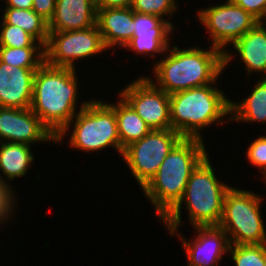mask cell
<instances>
[{
  "instance_id": "4",
  "label": "cell",
  "mask_w": 266,
  "mask_h": 266,
  "mask_svg": "<svg viewBox=\"0 0 266 266\" xmlns=\"http://www.w3.org/2000/svg\"><path fill=\"white\" fill-rule=\"evenodd\" d=\"M208 155L204 140L182 138L142 189L161 221L181 200L190 175Z\"/></svg>"
},
{
  "instance_id": "5",
  "label": "cell",
  "mask_w": 266,
  "mask_h": 266,
  "mask_svg": "<svg viewBox=\"0 0 266 266\" xmlns=\"http://www.w3.org/2000/svg\"><path fill=\"white\" fill-rule=\"evenodd\" d=\"M219 79L212 84L169 94L172 130L183 138L204 140V128L214 123L220 127L230 121L231 99L215 87Z\"/></svg>"
},
{
  "instance_id": "12",
  "label": "cell",
  "mask_w": 266,
  "mask_h": 266,
  "mask_svg": "<svg viewBox=\"0 0 266 266\" xmlns=\"http://www.w3.org/2000/svg\"><path fill=\"white\" fill-rule=\"evenodd\" d=\"M194 228L196 236L190 240L181 235L180 229L166 231L170 237L178 236L185 250L187 266H219L223 255H228L230 243L227 234L219 226Z\"/></svg>"
},
{
  "instance_id": "10",
  "label": "cell",
  "mask_w": 266,
  "mask_h": 266,
  "mask_svg": "<svg viewBox=\"0 0 266 266\" xmlns=\"http://www.w3.org/2000/svg\"><path fill=\"white\" fill-rule=\"evenodd\" d=\"M97 25L74 31L49 32L44 46L45 63L76 69V61L107 51Z\"/></svg>"
},
{
  "instance_id": "28",
  "label": "cell",
  "mask_w": 266,
  "mask_h": 266,
  "mask_svg": "<svg viewBox=\"0 0 266 266\" xmlns=\"http://www.w3.org/2000/svg\"><path fill=\"white\" fill-rule=\"evenodd\" d=\"M246 157L250 166L257 167L262 174L261 178H266V135H260L255 140L250 142L247 147Z\"/></svg>"
},
{
  "instance_id": "23",
  "label": "cell",
  "mask_w": 266,
  "mask_h": 266,
  "mask_svg": "<svg viewBox=\"0 0 266 266\" xmlns=\"http://www.w3.org/2000/svg\"><path fill=\"white\" fill-rule=\"evenodd\" d=\"M0 62L21 68H39L45 62L44 47L0 46Z\"/></svg>"
},
{
  "instance_id": "11",
  "label": "cell",
  "mask_w": 266,
  "mask_h": 266,
  "mask_svg": "<svg viewBox=\"0 0 266 266\" xmlns=\"http://www.w3.org/2000/svg\"><path fill=\"white\" fill-rule=\"evenodd\" d=\"M118 94L151 130L172 129L169 94L156 87L145 75L129 82Z\"/></svg>"
},
{
  "instance_id": "3",
  "label": "cell",
  "mask_w": 266,
  "mask_h": 266,
  "mask_svg": "<svg viewBox=\"0 0 266 266\" xmlns=\"http://www.w3.org/2000/svg\"><path fill=\"white\" fill-rule=\"evenodd\" d=\"M213 167L207 155L194 169L181 200L160 221L167 230L180 228L182 208L187 211L190 226L193 228L219 226L223 215L224 198L232 185L221 181Z\"/></svg>"
},
{
  "instance_id": "25",
  "label": "cell",
  "mask_w": 266,
  "mask_h": 266,
  "mask_svg": "<svg viewBox=\"0 0 266 266\" xmlns=\"http://www.w3.org/2000/svg\"><path fill=\"white\" fill-rule=\"evenodd\" d=\"M0 21V46L12 48L44 47L22 28L6 24L2 19Z\"/></svg>"
},
{
  "instance_id": "26",
  "label": "cell",
  "mask_w": 266,
  "mask_h": 266,
  "mask_svg": "<svg viewBox=\"0 0 266 266\" xmlns=\"http://www.w3.org/2000/svg\"><path fill=\"white\" fill-rule=\"evenodd\" d=\"M179 0H133L131 9L140 14L154 15L164 20L170 19L178 9Z\"/></svg>"
},
{
  "instance_id": "8",
  "label": "cell",
  "mask_w": 266,
  "mask_h": 266,
  "mask_svg": "<svg viewBox=\"0 0 266 266\" xmlns=\"http://www.w3.org/2000/svg\"><path fill=\"white\" fill-rule=\"evenodd\" d=\"M183 137L172 129L151 130L124 148L122 158L143 189L155 176L162 161Z\"/></svg>"
},
{
  "instance_id": "21",
  "label": "cell",
  "mask_w": 266,
  "mask_h": 266,
  "mask_svg": "<svg viewBox=\"0 0 266 266\" xmlns=\"http://www.w3.org/2000/svg\"><path fill=\"white\" fill-rule=\"evenodd\" d=\"M174 28H152L144 34H133L124 49L134 52L137 56L146 55L155 58L156 54L164 55L170 46ZM162 53V54H161Z\"/></svg>"
},
{
  "instance_id": "32",
  "label": "cell",
  "mask_w": 266,
  "mask_h": 266,
  "mask_svg": "<svg viewBox=\"0 0 266 266\" xmlns=\"http://www.w3.org/2000/svg\"><path fill=\"white\" fill-rule=\"evenodd\" d=\"M133 0H96L97 8H128Z\"/></svg>"
},
{
  "instance_id": "6",
  "label": "cell",
  "mask_w": 266,
  "mask_h": 266,
  "mask_svg": "<svg viewBox=\"0 0 266 266\" xmlns=\"http://www.w3.org/2000/svg\"><path fill=\"white\" fill-rule=\"evenodd\" d=\"M91 99L56 137V143L60 144L63 138L70 134L67 140L73 150L93 153L111 147L122 156L124 148L118 136L115 111L106 101ZM70 130L71 133H68Z\"/></svg>"
},
{
  "instance_id": "27",
  "label": "cell",
  "mask_w": 266,
  "mask_h": 266,
  "mask_svg": "<svg viewBox=\"0 0 266 266\" xmlns=\"http://www.w3.org/2000/svg\"><path fill=\"white\" fill-rule=\"evenodd\" d=\"M12 183L0 179V229L7 221L12 220L15 214L16 204V190H14ZM14 190V191H13ZM16 200V201H15Z\"/></svg>"
},
{
  "instance_id": "20",
  "label": "cell",
  "mask_w": 266,
  "mask_h": 266,
  "mask_svg": "<svg viewBox=\"0 0 266 266\" xmlns=\"http://www.w3.org/2000/svg\"><path fill=\"white\" fill-rule=\"evenodd\" d=\"M117 99L115 104L106 103L115 111L118 136L121 146L125 148L130 143L142 139L151 128L120 95Z\"/></svg>"
},
{
  "instance_id": "30",
  "label": "cell",
  "mask_w": 266,
  "mask_h": 266,
  "mask_svg": "<svg viewBox=\"0 0 266 266\" xmlns=\"http://www.w3.org/2000/svg\"><path fill=\"white\" fill-rule=\"evenodd\" d=\"M235 5L252 14L260 22L266 17V0H231Z\"/></svg>"
},
{
  "instance_id": "31",
  "label": "cell",
  "mask_w": 266,
  "mask_h": 266,
  "mask_svg": "<svg viewBox=\"0 0 266 266\" xmlns=\"http://www.w3.org/2000/svg\"><path fill=\"white\" fill-rule=\"evenodd\" d=\"M56 0H33L32 10L49 22L55 11Z\"/></svg>"
},
{
  "instance_id": "1",
  "label": "cell",
  "mask_w": 266,
  "mask_h": 266,
  "mask_svg": "<svg viewBox=\"0 0 266 266\" xmlns=\"http://www.w3.org/2000/svg\"><path fill=\"white\" fill-rule=\"evenodd\" d=\"M179 47L169 46L166 56L153 63L154 81L147 75L167 94L212 84L224 74V53L220 49L211 45L206 50L196 45Z\"/></svg>"
},
{
  "instance_id": "13",
  "label": "cell",
  "mask_w": 266,
  "mask_h": 266,
  "mask_svg": "<svg viewBox=\"0 0 266 266\" xmlns=\"http://www.w3.org/2000/svg\"><path fill=\"white\" fill-rule=\"evenodd\" d=\"M0 142L56 144V137L30 108L0 106Z\"/></svg>"
},
{
  "instance_id": "14",
  "label": "cell",
  "mask_w": 266,
  "mask_h": 266,
  "mask_svg": "<svg viewBox=\"0 0 266 266\" xmlns=\"http://www.w3.org/2000/svg\"><path fill=\"white\" fill-rule=\"evenodd\" d=\"M38 68H21L0 62V106L30 108L33 80Z\"/></svg>"
},
{
  "instance_id": "7",
  "label": "cell",
  "mask_w": 266,
  "mask_h": 266,
  "mask_svg": "<svg viewBox=\"0 0 266 266\" xmlns=\"http://www.w3.org/2000/svg\"><path fill=\"white\" fill-rule=\"evenodd\" d=\"M235 186L226 193L219 227L230 245L266 244V224L261 215L263 197Z\"/></svg>"
},
{
  "instance_id": "9",
  "label": "cell",
  "mask_w": 266,
  "mask_h": 266,
  "mask_svg": "<svg viewBox=\"0 0 266 266\" xmlns=\"http://www.w3.org/2000/svg\"><path fill=\"white\" fill-rule=\"evenodd\" d=\"M207 8L196 11L198 21L207 30L212 47L223 53L226 47L232 45L260 21L243 8L235 5L231 0L222 1Z\"/></svg>"
},
{
  "instance_id": "15",
  "label": "cell",
  "mask_w": 266,
  "mask_h": 266,
  "mask_svg": "<svg viewBox=\"0 0 266 266\" xmlns=\"http://www.w3.org/2000/svg\"><path fill=\"white\" fill-rule=\"evenodd\" d=\"M231 48L234 52L226 49L224 53V69L232 64V60L238 56L246 68L247 75L252 72L266 78V28L259 22L253 29L240 37ZM237 53V54H236ZM235 54V56H234ZM240 56V57H239ZM227 67V68H226Z\"/></svg>"
},
{
  "instance_id": "19",
  "label": "cell",
  "mask_w": 266,
  "mask_h": 266,
  "mask_svg": "<svg viewBox=\"0 0 266 266\" xmlns=\"http://www.w3.org/2000/svg\"><path fill=\"white\" fill-rule=\"evenodd\" d=\"M34 155L30 145L0 142V179L10 182L26 176Z\"/></svg>"
},
{
  "instance_id": "17",
  "label": "cell",
  "mask_w": 266,
  "mask_h": 266,
  "mask_svg": "<svg viewBox=\"0 0 266 266\" xmlns=\"http://www.w3.org/2000/svg\"><path fill=\"white\" fill-rule=\"evenodd\" d=\"M134 11L128 8H97L96 25L109 50L124 46L133 37Z\"/></svg>"
},
{
  "instance_id": "16",
  "label": "cell",
  "mask_w": 266,
  "mask_h": 266,
  "mask_svg": "<svg viewBox=\"0 0 266 266\" xmlns=\"http://www.w3.org/2000/svg\"><path fill=\"white\" fill-rule=\"evenodd\" d=\"M96 0H56L49 32L86 29L96 25Z\"/></svg>"
},
{
  "instance_id": "33",
  "label": "cell",
  "mask_w": 266,
  "mask_h": 266,
  "mask_svg": "<svg viewBox=\"0 0 266 266\" xmlns=\"http://www.w3.org/2000/svg\"><path fill=\"white\" fill-rule=\"evenodd\" d=\"M6 2V6L4 7H11V8H18V9H32L33 0H3Z\"/></svg>"
},
{
  "instance_id": "18",
  "label": "cell",
  "mask_w": 266,
  "mask_h": 266,
  "mask_svg": "<svg viewBox=\"0 0 266 266\" xmlns=\"http://www.w3.org/2000/svg\"><path fill=\"white\" fill-rule=\"evenodd\" d=\"M256 78L248 97L238 102L231 100L230 122L266 123V78Z\"/></svg>"
},
{
  "instance_id": "24",
  "label": "cell",
  "mask_w": 266,
  "mask_h": 266,
  "mask_svg": "<svg viewBox=\"0 0 266 266\" xmlns=\"http://www.w3.org/2000/svg\"><path fill=\"white\" fill-rule=\"evenodd\" d=\"M234 266H266V244L230 245Z\"/></svg>"
},
{
  "instance_id": "22",
  "label": "cell",
  "mask_w": 266,
  "mask_h": 266,
  "mask_svg": "<svg viewBox=\"0 0 266 266\" xmlns=\"http://www.w3.org/2000/svg\"><path fill=\"white\" fill-rule=\"evenodd\" d=\"M2 20L22 28L44 46L47 43L49 30L48 22L32 9L4 7Z\"/></svg>"
},
{
  "instance_id": "29",
  "label": "cell",
  "mask_w": 266,
  "mask_h": 266,
  "mask_svg": "<svg viewBox=\"0 0 266 266\" xmlns=\"http://www.w3.org/2000/svg\"><path fill=\"white\" fill-rule=\"evenodd\" d=\"M152 28H176L171 20L134 12L133 34H144Z\"/></svg>"
},
{
  "instance_id": "34",
  "label": "cell",
  "mask_w": 266,
  "mask_h": 266,
  "mask_svg": "<svg viewBox=\"0 0 266 266\" xmlns=\"http://www.w3.org/2000/svg\"><path fill=\"white\" fill-rule=\"evenodd\" d=\"M261 23H262L263 26L266 28V17L261 21Z\"/></svg>"
},
{
  "instance_id": "2",
  "label": "cell",
  "mask_w": 266,
  "mask_h": 266,
  "mask_svg": "<svg viewBox=\"0 0 266 266\" xmlns=\"http://www.w3.org/2000/svg\"><path fill=\"white\" fill-rule=\"evenodd\" d=\"M77 73L76 69L53 67L45 62L35 72L30 109L55 137L89 102L84 100L77 106L80 98Z\"/></svg>"
}]
</instances>
